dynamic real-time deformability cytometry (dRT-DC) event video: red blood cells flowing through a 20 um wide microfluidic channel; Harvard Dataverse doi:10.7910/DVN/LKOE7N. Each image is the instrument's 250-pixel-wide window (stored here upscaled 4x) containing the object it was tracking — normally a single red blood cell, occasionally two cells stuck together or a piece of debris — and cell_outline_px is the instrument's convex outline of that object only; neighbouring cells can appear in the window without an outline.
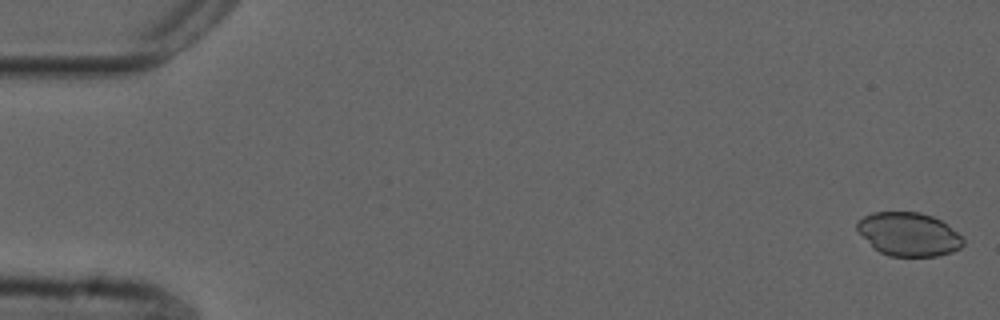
{"species": "common noctule bat (a hibernating species)", "species_latin": "Nyctalus noctula", "temperature_condition": "cold", "stored_images_in_passage": 54, "camera_frame_rate_fps": 3000, "um_per_image_px": 0.085, "animal": {"sex": "male", "forearm_length_mm": 52.5}, "frame": {"image": 1, "passage_image": 1, "time_ms": 0.0, "image_size_px": [1000, 320], "cell_outline_px": [[964, 244], [960, 248], [952, 252], [936, 256], [888, 256], [880, 252], [856, 228], [856, 224], [864, 216], [872, 212], [920, 212], [932, 216], [948, 224], [964, 236]], "centroid_in_image_um": [77.31, 19.9], "position_along_channel_um": 7.7, "area_um2": 26.82}}